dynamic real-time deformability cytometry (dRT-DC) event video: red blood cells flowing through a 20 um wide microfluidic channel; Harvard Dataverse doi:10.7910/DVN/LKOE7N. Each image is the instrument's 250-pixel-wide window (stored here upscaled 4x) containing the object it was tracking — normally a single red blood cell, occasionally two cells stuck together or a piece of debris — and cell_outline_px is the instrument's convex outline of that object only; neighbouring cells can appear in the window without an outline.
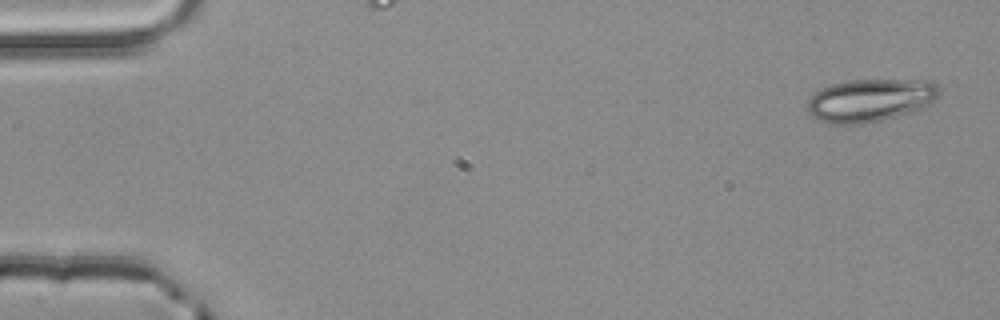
{"species": "common noctule bat (a hibernating species)", "species_latin": "Nyctalus noctula", "temperature_condition": "room temperature", "stored_images_in_passage": 5, "segment_of_instrument_passage": [2, 2], "camera_frame_rate_fps": 3000, "um_per_image_px": 0.085, "animal": {"sex": "male", "body_mass_g": 20.4}, "frame": {"image": 1, "passage_image": 5, "time_ms": 1.333, "image_size_px": [1000, 320], "cell_outline_px": [[940, 92], [936, 100], [912, 112], [880, 120], [860, 124], [828, 124], [812, 116], [808, 112], [808, 100], [820, 88], [832, 84], [848, 80], [932, 80], [940, 88]], "centroid_in_image_um": [73.98, 8.51], "position_along_channel_um": 11.0, "area_um2": 32.95}}